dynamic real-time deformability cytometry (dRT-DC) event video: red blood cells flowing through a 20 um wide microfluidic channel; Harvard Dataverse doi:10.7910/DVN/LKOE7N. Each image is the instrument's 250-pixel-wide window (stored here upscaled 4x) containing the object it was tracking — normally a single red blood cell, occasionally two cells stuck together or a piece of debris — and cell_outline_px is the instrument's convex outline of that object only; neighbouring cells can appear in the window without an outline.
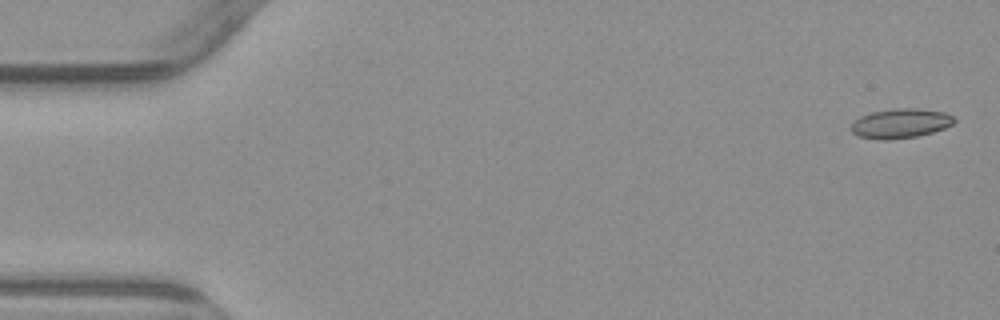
{"species": "common noctule bat (a hibernating species)", "species_latin": "Nyctalus noctula", "temperature_condition": "warm", "stored_images_in_passage": 5, "camera_frame_rate_fps": 3000, "um_per_image_px": 0.085, "animal": {"sex": "male", "body_mass_g": 23.1, "forearm_length_mm": 52.7}, "frame": {"image": 1, "passage_image": 1, "time_ms": 0.0, "image_size_px": [1000, 320], "cell_outline_px": [[956, 120], [952, 124], [944, 128], [932, 132], [916, 136], [888, 140], [884, 140], [860, 136], [852, 132], [852, 124], [860, 116], [872, 112], [896, 108], [916, 108], [944, 112], [952, 116]], "centroid_in_image_um": [76.56, 10.48], "position_along_channel_um": 8.4, "area_um2": 17.46}}
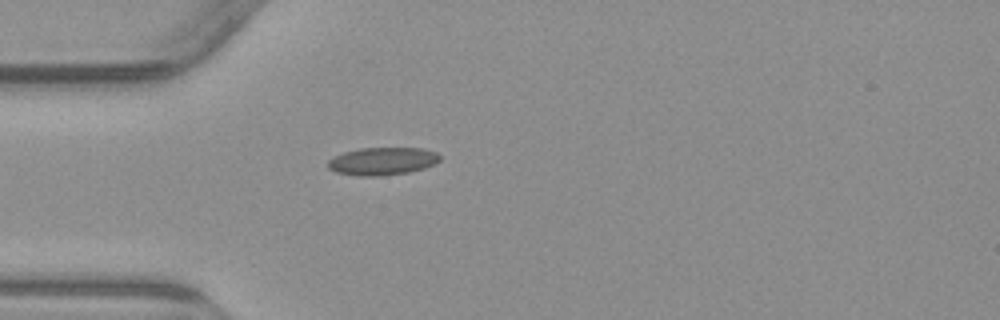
{"frame": {"image": 2, "passage_image": 5, "time_ms": 4.667, "image_size_px": [1000, 320], "cell_outline_px": [[440, 160], [424, 168], [408, 172], [380, 176], [360, 176], [336, 172], [328, 168], [328, 160], [344, 152], [360, 148], [424, 148], [436, 152], [440, 156]], "centroid_in_image_um": [32.5, 13.7], "position_along_channel_um": 52.5, "area_um2": 17.98}}